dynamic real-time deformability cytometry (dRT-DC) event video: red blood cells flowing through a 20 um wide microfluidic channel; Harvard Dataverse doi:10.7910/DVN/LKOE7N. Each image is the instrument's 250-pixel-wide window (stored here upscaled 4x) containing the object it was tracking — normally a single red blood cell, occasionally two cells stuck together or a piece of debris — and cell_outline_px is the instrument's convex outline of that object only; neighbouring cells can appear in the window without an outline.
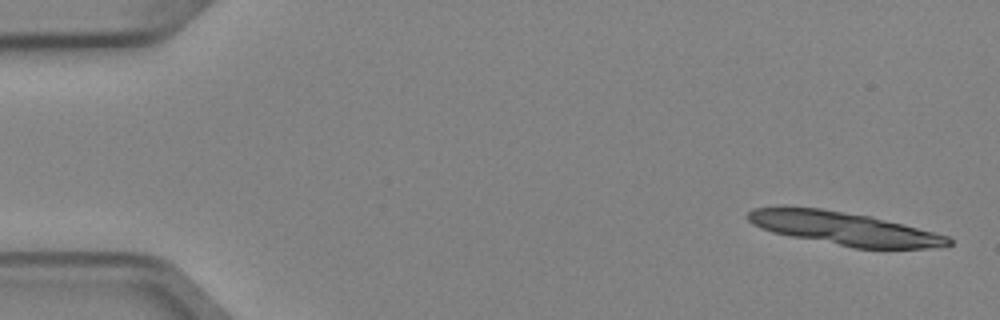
{"species": "Egyptian fruit bat (a non-hibernating species)", "species_latin": "Rousettus aegyptiacus", "temperature_condition": "cold", "stored_images_in_passage": 5, "camera_frame_rate_fps": 3000, "um_per_image_px": 0.085, "animal": {"sex": "female"}, "frame": {"image": 1, "passage_image": 1, "time_ms": 0.0, "image_size_px": [1000, 320], "cell_outline_px": [[952, 244], [928, 248], [856, 248], [792, 236], [772, 232], [760, 228], [752, 224], [744, 216], [752, 208], [820, 208], [872, 216], [904, 224], [948, 236], [952, 240]], "centroid_in_image_um": [71.76, 19.42], "position_along_channel_um": 13.2, "area_um2": 38.15}}